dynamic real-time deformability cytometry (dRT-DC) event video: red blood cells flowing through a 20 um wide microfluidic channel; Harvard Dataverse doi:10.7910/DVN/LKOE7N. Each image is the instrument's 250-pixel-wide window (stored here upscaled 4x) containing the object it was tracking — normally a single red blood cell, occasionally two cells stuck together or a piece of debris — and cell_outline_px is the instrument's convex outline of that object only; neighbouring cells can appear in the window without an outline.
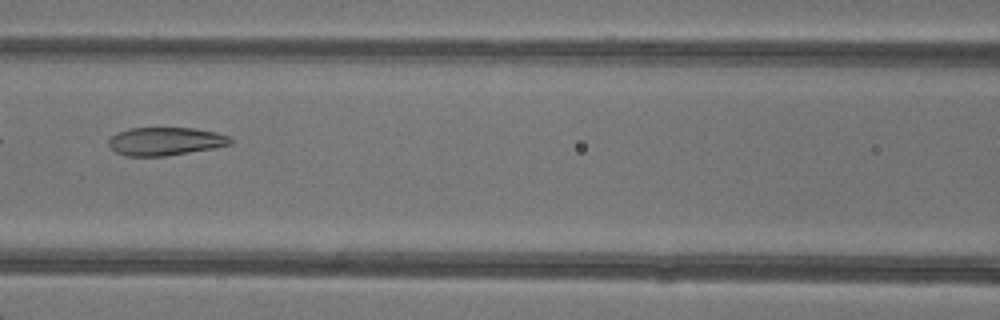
{"species": "common noctule bat (a hibernating species)", "species_latin": "Nyctalus noctula", "temperature_condition": "warm", "stored_images_in_passage": 6, "camera_frame_rate_fps": 3000, "um_per_image_px": 0.085, "animal": {"sex": "female"}, "frame": {"image": 1, "passage_image": 6, "time_ms": 6.667, "image_size_px": [1000, 320], "cell_outline_px": [[232, 144], [212, 148], [164, 156], [124, 156], [116, 152], [108, 144], [108, 140], [116, 132], [132, 128], [196, 128], [216, 132], [232, 136]], "centroid_in_image_um": [14.07, 12.0], "position_along_channel_um": 152.5, "area_um2": 20.0}}